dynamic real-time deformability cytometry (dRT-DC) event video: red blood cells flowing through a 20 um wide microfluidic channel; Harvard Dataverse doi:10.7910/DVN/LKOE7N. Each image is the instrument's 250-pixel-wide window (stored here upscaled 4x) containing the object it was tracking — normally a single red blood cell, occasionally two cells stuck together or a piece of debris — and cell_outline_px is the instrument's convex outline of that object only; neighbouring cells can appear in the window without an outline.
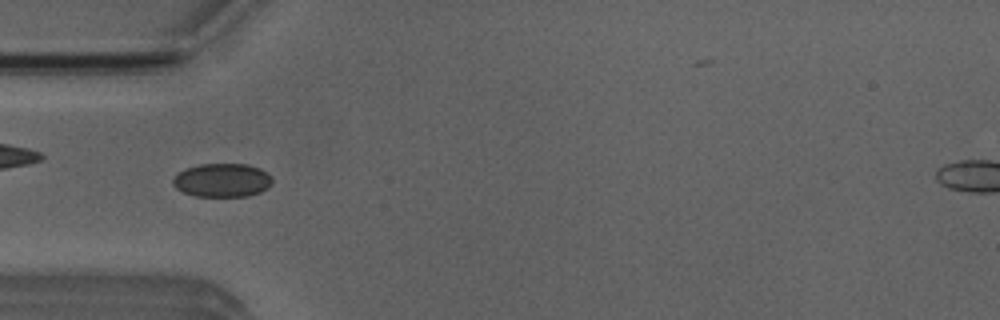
{"species": "Egyptian fruit bat (a non-hibernating species)", "species_latin": "Rousettus aegyptiacus", "temperature_condition": "room temperature", "stored_images_in_passage": 41, "camera_frame_rate_fps": 3000, "um_per_image_px": 0.085, "animal": {"sex": "male"}, "frame": {"image": 1, "passage_image": 4, "time_ms": 1.0, "image_size_px": [1000, 320], "cell_outline_px": [[272, 184], [268, 188], [260, 192], [248, 196], [196, 196], [184, 192], [176, 188], [172, 184], [172, 180], [184, 168], [200, 164], [248, 164], [260, 168], [268, 172], [272, 176]], "centroid_in_image_um": [18.92, 15.31], "position_along_channel_um": 66.1, "area_um2": 19.59}}
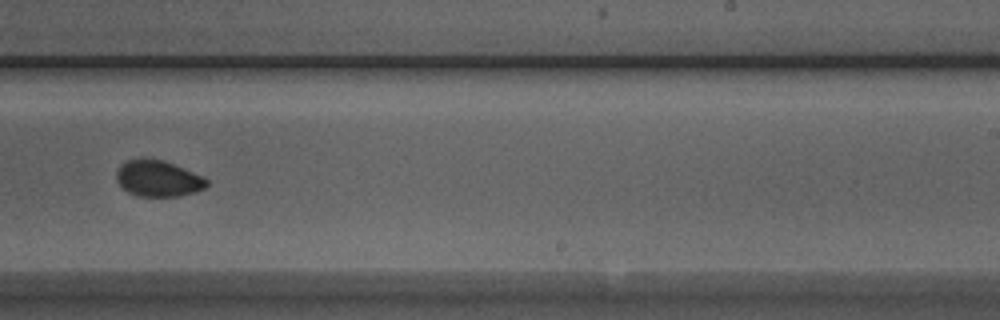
{"frame": {"image": 2, "passage_image": 20, "time_ms": 6.333, "image_size_px": [1000, 320], "cell_outline_px": [[208, 184], [204, 188], [196, 192], [180, 196], [136, 196], [128, 192], [116, 180], [116, 172], [120, 164], [128, 160], [144, 156], [164, 160], [204, 176], [208, 180]], "centroid_in_image_um": [13.44, 15.15], "position_along_channel_um": 275.6, "area_um2": 19.42}}
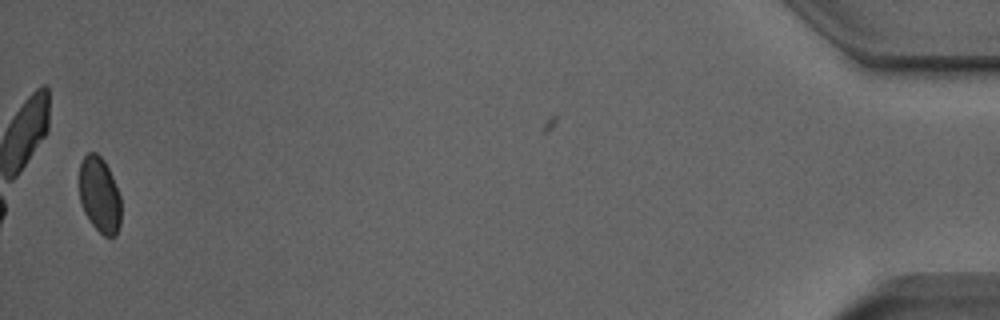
{"frame": {"image": 3, "passage_image": 39, "time_ms": 12.667, "image_size_px": [1000, 320], "cell_outline_px": [[120, 224], [116, 236], [104, 236], [92, 224], [84, 212], [80, 200], [80, 164], [84, 156], [88, 152], [96, 152], [104, 160], [112, 176], [120, 196]], "centroid_in_image_um": [8.46, 16.56], "position_along_channel_um": 426.7, "area_um2": 18.26}, "authors_computed_cell_mechanics": {"area_um2": 19.074, "velocity_mm_per_s": 3.9211, "shape_relaxation_time_tau1_ms": 8.6057, "shape_relaxation_time_tau2_ms": 1.3486, "deformation_change_tau1": 0.08, "deformation_change_tau2": 0.0335}}